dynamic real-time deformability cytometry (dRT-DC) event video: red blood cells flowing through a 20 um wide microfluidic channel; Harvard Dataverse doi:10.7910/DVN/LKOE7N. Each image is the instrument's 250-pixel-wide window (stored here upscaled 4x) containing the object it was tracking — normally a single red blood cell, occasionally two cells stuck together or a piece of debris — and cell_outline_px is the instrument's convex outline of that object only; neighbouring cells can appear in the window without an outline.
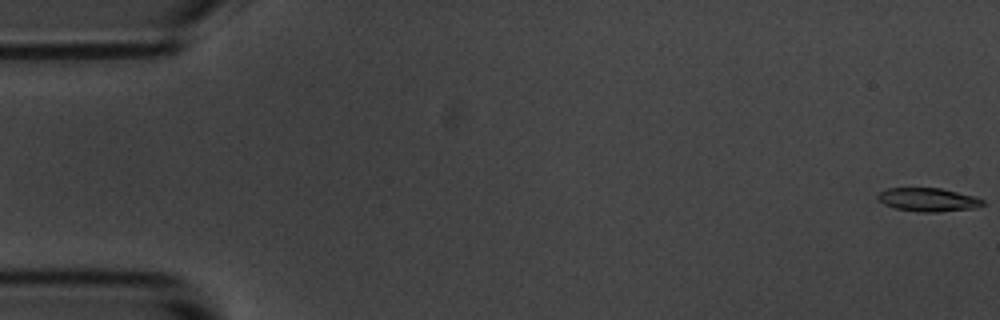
{"species": "common noctule bat (a hibernating species)", "species_latin": "Nyctalus noctula", "temperature_condition": "room temperature", "stored_images_in_passage": 5, "camera_frame_rate_fps": 3000, "um_per_image_px": 0.085, "animal": {"sex": "male", "body_mass_g": 20.1, "forearm_length_mm": 53.5}, "frame": {"image": 1, "passage_image": 1, "time_ms": 0.0, "image_size_px": [1000, 320], "cell_outline_px": [[984, 204], [976, 208], [936, 212], [920, 212], [896, 208], [884, 204], [876, 196], [880, 192], [888, 188], [940, 188], [976, 196], [984, 200]], "centroid_in_image_um": [78.92, 16.97], "position_along_channel_um": 6.1, "area_um2": 14.33}}
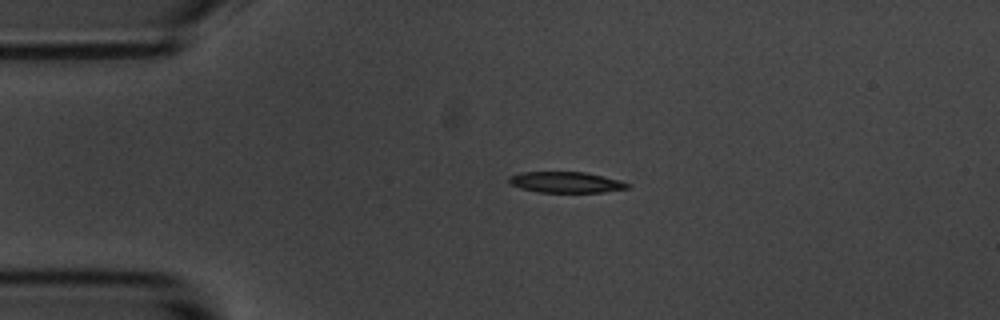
{"frame": {"image": 2, "passage_image": 4, "time_ms": 4.0, "image_size_px": [1000, 320], "cell_outline_px": [[632, 184], [628, 188], [604, 192], [536, 192], [520, 188], [508, 184], [508, 176], [520, 172], [584, 172], [604, 176], [620, 180]], "centroid_in_image_um": [48.08, 15.49], "position_along_channel_um": 36.9, "area_um2": 14.62}}